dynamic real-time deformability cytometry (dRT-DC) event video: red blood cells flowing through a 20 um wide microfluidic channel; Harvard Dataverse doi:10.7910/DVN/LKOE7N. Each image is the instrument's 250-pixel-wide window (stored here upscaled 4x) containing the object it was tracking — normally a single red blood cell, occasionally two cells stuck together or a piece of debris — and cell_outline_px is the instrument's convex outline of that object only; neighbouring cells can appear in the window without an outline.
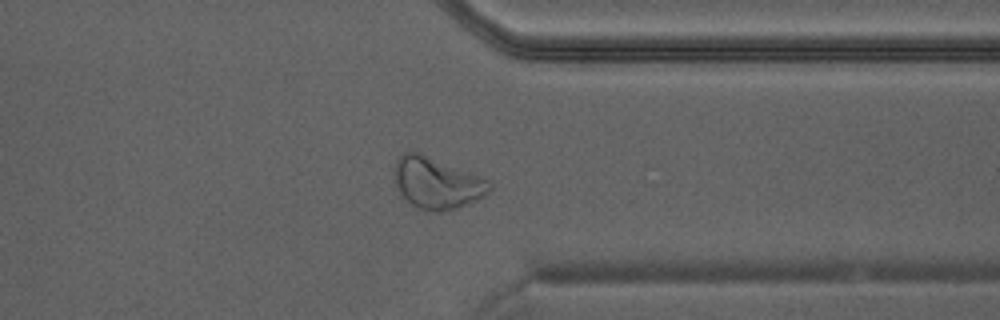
{"species": "Egyptian fruit bat (a non-hibernating species)", "species_latin": "Rousettus aegyptiacus", "temperature_condition": "warm", "stored_images_in_passage": 31, "camera_frame_rate_fps": 3000, "um_per_image_px": 0.085, "animal": {"sex": "male"}, "frame": {"image": 1, "passage_image": 22, "time_ms": 7.0, "image_size_px": [1000, 320], "cell_outline_px": [[492, 188], [484, 196], [476, 200], [448, 212], [428, 212], [416, 208], [404, 200], [400, 196], [396, 184], [392, 168], [396, 160], [404, 152], [420, 152], [488, 180], [492, 184]], "centroid_in_image_um": [37.07, 15.59], "position_along_channel_um": 374.3, "area_um2": 28.9}}
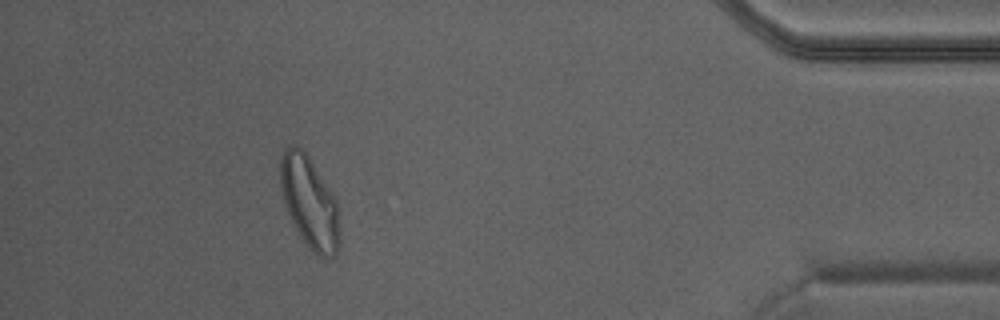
{"frame": {"image": 2, "passage_image": 27, "time_ms": 8.667, "image_size_px": [1000, 320], "cell_outline_px": [[340, 244], [336, 256], [320, 256], [300, 236], [288, 212], [284, 200], [280, 184], [280, 152], [284, 148], [292, 144], [296, 144], [308, 156], [336, 200], [340, 208]], "centroid_in_image_um": [26.33, 17.17], "position_along_channel_um": 408.9, "area_um2": 31.44}}